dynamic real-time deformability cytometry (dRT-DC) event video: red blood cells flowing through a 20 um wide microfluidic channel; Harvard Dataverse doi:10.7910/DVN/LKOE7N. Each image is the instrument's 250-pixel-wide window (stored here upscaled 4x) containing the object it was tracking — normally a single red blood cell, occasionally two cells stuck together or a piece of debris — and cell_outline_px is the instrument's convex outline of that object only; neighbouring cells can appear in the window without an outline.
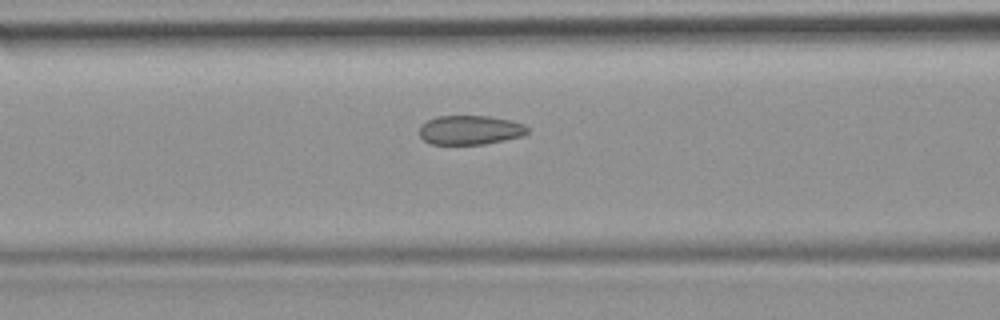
{"species": "common noctule bat (a hibernating species)", "species_latin": "Nyctalus noctula", "temperature_condition": "room temperature", "stored_images_in_passage": 15, "camera_frame_rate_fps": 3000, "um_per_image_px": 0.085, "animal": {"sex": "female", "body_mass_g": 19.9}, "frame": {"image": 1, "passage_image": 13, "time_ms": 4.0, "image_size_px": [1000, 320], "cell_outline_px": [[528, 132], [524, 136], [484, 144], [432, 144], [424, 140], [420, 136], [420, 124], [436, 116], [488, 116], [512, 120], [524, 124], [528, 128]], "centroid_in_image_um": [39.97, 11.04], "position_along_channel_um": 126.6, "area_um2": 18.5}}